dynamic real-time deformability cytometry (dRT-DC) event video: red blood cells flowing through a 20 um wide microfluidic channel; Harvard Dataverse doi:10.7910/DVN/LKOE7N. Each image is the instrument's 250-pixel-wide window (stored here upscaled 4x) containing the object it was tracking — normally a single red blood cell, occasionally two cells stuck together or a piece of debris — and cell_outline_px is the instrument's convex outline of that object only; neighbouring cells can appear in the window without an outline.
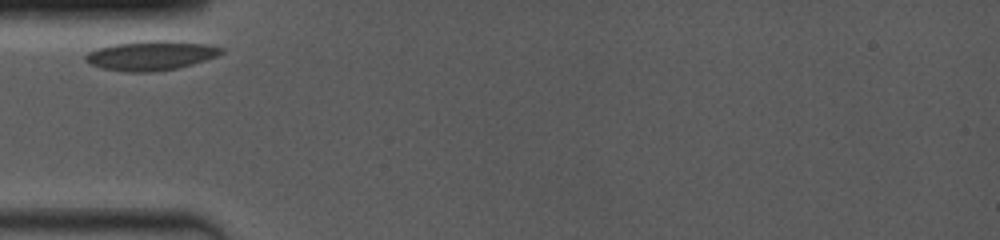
{"species": "common noctule bat (a hibernating species)", "species_latin": "Nyctalus noctula", "temperature_condition": "room temperature", "stored_images_in_passage": 19, "camera_frame_rate_fps": 4000, "um_per_image_px": 0.085, "animal": {"sex": "female", "body_mass_g": 19.0, "forearm_length_mm": 53.3}, "frame": {"image": 1, "passage_image": 1, "time_ms": 0.0, "image_size_px": [1000, 240], "cell_outline_px": [[224, 52], [216, 56], [192, 64], [176, 68], [156, 72], [124, 72], [100, 68], [88, 64], [84, 60], [84, 56], [88, 52], [96, 48], [116, 44], [148, 40], [168, 40], [204, 44], [224, 48]], "centroid_in_image_um": [12.77, 4.73], "position_along_channel_um": 72.2, "area_um2": 23.41}}
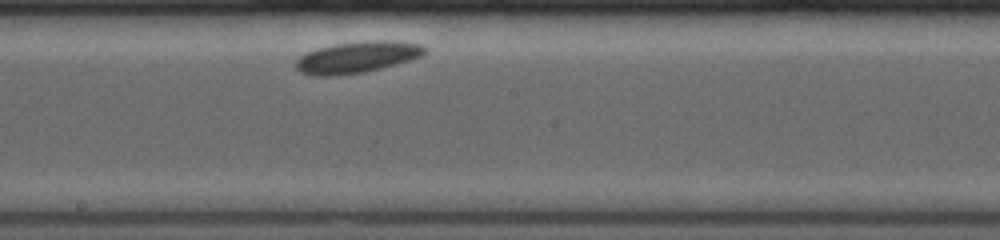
{"frame": {"image": 2, "passage_image": 11, "time_ms": 4.25, "image_size_px": [1000, 240], "cell_outline_px": [[428, 52], [420, 56], [408, 60], [380, 68], [364, 72], [336, 76], [316, 76], [300, 72], [296, 68], [296, 60], [300, 56], [316, 48], [336, 44], [364, 40], [400, 40], [424, 44], [428, 48]], "centroid_in_image_um": [30.4, 4.84], "position_along_channel_um": 217.8, "area_um2": 23.87}}
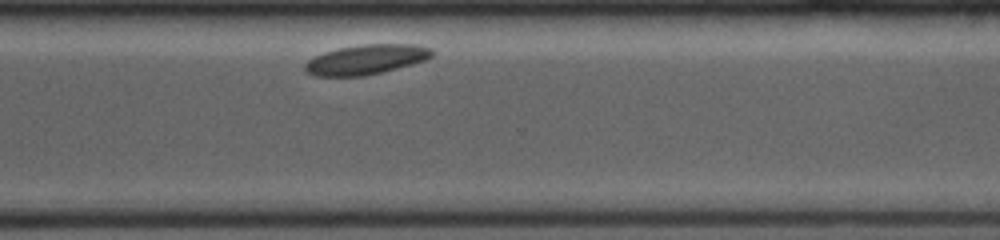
{"frame": {"image": 3, "passage_image": 19, "time_ms": 7.75, "image_size_px": [1000, 240], "cell_outline_px": [[436, 52], [432, 56], [424, 60], [412, 64], [364, 76], [316, 76], [304, 72], [304, 64], [308, 60], [324, 52], [340, 48], [364, 44], [416, 44], [432, 48]], "centroid_in_image_um": [31.13, 5.05], "position_along_channel_um": 339.5, "area_um2": 22.02}}